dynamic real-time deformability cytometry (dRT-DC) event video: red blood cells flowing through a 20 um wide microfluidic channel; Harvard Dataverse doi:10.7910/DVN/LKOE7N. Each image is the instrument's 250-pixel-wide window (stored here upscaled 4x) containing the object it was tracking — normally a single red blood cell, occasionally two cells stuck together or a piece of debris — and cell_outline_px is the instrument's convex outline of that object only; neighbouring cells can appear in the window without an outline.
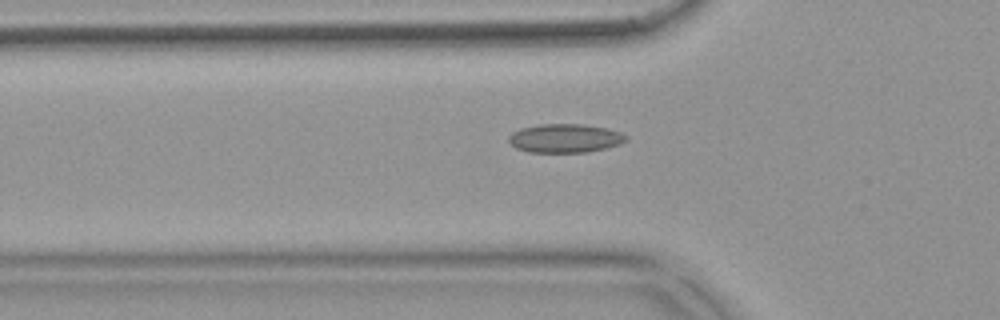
{"species": "common noctule bat (a hibernating species)", "species_latin": "Nyctalus noctula", "temperature_condition": "warm", "stored_images_in_passage": 54, "camera_frame_rate_fps": 3000, "um_per_image_px": 0.085, "animal": {"sex": "female", "body_mass_g": 18.4}, "frame": {"image": 1, "passage_image": 18, "time_ms": 5.667, "image_size_px": [1000, 320], "cell_outline_px": [[628, 140], [620, 144], [588, 152], [528, 152], [516, 148], [508, 140], [508, 136], [512, 132], [520, 128], [540, 124], [580, 124], [608, 128], [620, 132], [628, 136]], "centroid_in_image_um": [48.03, 11.75], "position_along_channel_um": 77.8, "area_um2": 19.71}}
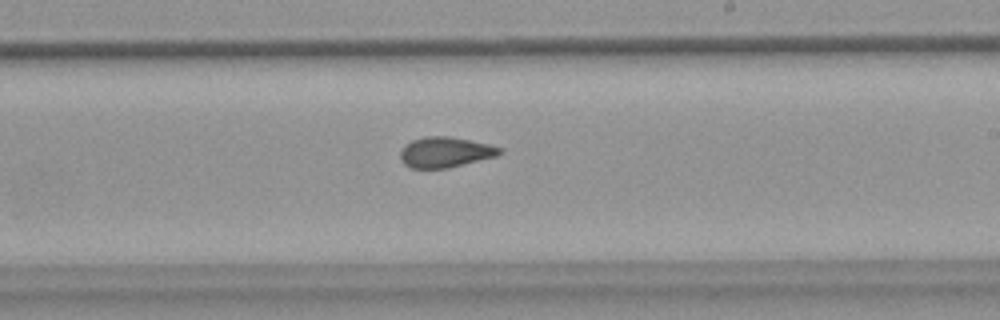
{"frame": {"image": 2, "passage_image": 32, "time_ms": 10.333, "image_size_px": [1000, 320], "cell_outline_px": [[504, 152], [496, 156], [448, 168], [408, 168], [400, 160], [400, 152], [404, 144], [412, 140], [424, 136], [448, 136], [488, 144], [500, 148]], "centroid_in_image_um": [37.79, 12.94], "position_along_channel_um": 251.2, "area_um2": 17.63}}
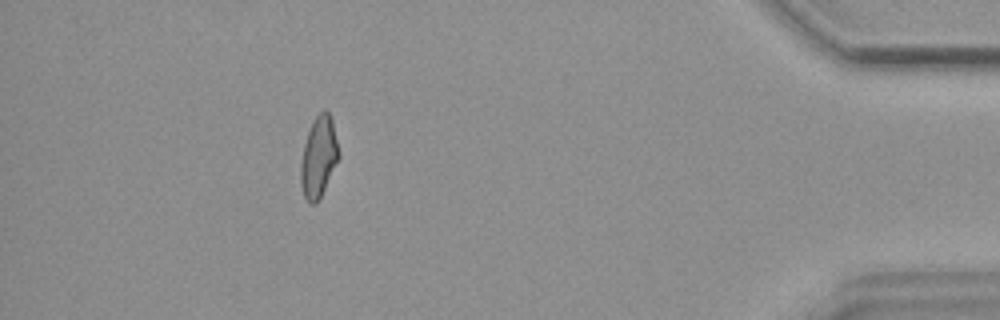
{"frame": {"image": 3, "passage_image": 49, "time_ms": 16.0, "image_size_px": [1000, 320], "cell_outline_px": [[340, 156], [316, 204], [308, 204], [304, 196], [300, 184], [300, 164], [304, 144], [308, 132], [316, 116], [324, 108], [328, 112], [332, 120], [340, 152]], "centroid_in_image_um": [27.08, 13.35], "position_along_channel_um": 408.1, "area_um2": 17.8}, "authors_computed_cell_mechanics": {"area_um2": 18.2648, "velocity_mm_per_s": 3.7152, "shape_relaxation_time_tau1_ms": null, "shape_relaxation_time_tau2_ms": 2.0132, "deformation_change_tau1": null, "deformation_change_tau2": 0.0707}}